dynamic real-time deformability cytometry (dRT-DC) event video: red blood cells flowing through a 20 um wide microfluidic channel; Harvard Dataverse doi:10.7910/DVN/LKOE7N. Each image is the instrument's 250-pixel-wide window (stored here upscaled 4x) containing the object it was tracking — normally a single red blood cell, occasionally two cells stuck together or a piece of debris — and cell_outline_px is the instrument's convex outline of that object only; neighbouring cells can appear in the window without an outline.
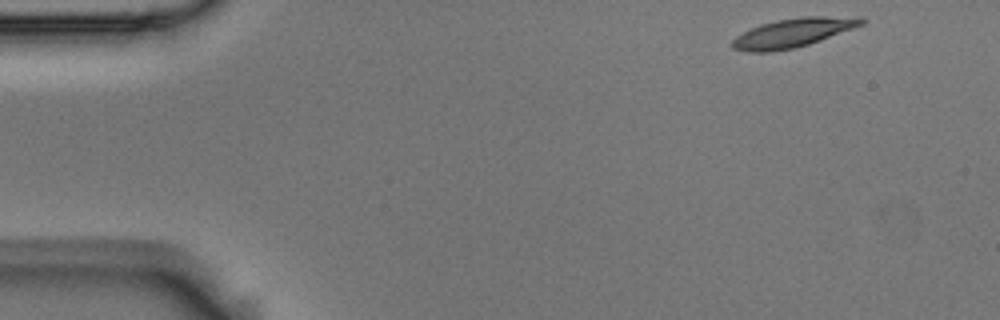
{"species": "Egyptian fruit bat (a non-hibernating species)", "species_latin": "Rousettus aegyptiacus", "temperature_condition": "room temperature", "stored_images_in_passage": 4, "camera_frame_rate_fps": 3000, "um_per_image_px": 0.085, "animal": {"sex": "male"}, "frame": {"image": 1, "passage_image": 1, "time_ms": 0.0, "image_size_px": [1000, 320], "cell_outline_px": [[868, 20], [864, 24], [808, 44], [792, 48], [772, 52], [748, 52], [732, 48], [732, 40], [736, 36], [760, 24], [776, 20], [804, 16], [860, 16]], "centroid_in_image_um": [67.43, 2.77], "position_along_channel_um": 17.6, "area_um2": 21.73}}
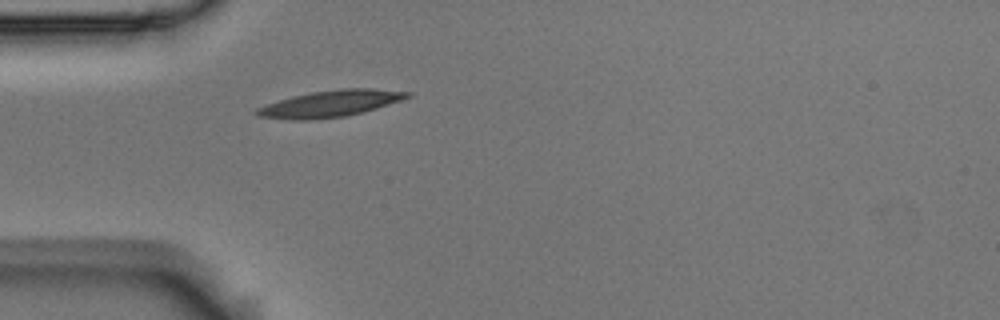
{"frame": {"image": 2, "passage_image": 4, "time_ms": 1.0, "image_size_px": [1000, 320], "cell_outline_px": [[412, 96], [376, 108], [344, 116], [312, 120], [288, 120], [260, 116], [252, 112], [256, 108], [292, 96], [312, 92], [340, 88], [372, 88], [412, 92]], "centroid_in_image_um": [28.07, 8.8], "position_along_channel_um": 56.9, "area_um2": 23.12}}